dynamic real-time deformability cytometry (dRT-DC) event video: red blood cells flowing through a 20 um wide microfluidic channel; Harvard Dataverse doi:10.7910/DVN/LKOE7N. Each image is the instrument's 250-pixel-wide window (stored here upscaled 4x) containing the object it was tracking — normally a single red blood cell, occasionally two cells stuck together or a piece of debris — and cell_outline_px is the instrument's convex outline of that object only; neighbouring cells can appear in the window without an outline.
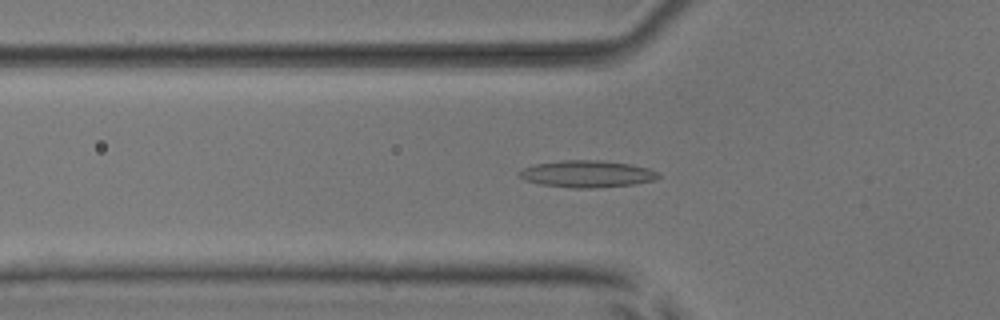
{"species": "common noctule bat (a hibernating species)", "species_latin": "Nyctalus noctula", "temperature_condition": "room temperature", "stored_images_in_passage": 45, "camera_frame_rate_fps": 3000, "um_per_image_px": 0.085, "animal": {"sex": "male", "body_mass_g": 17.9, "forearm_length_mm": 54.2}, "frame": {"image": 1, "passage_image": 10, "time_ms": 3.0, "image_size_px": [1000, 320], "cell_outline_px": [[660, 176], [656, 180], [632, 184], [592, 188], [572, 188], [540, 184], [524, 180], [516, 176], [516, 172], [524, 168], [536, 164], [564, 160], [600, 160], [632, 164], [648, 168], [656, 172]], "centroid_in_image_um": [49.86, 14.78], "position_along_channel_um": 75.9, "area_um2": 21.85}}
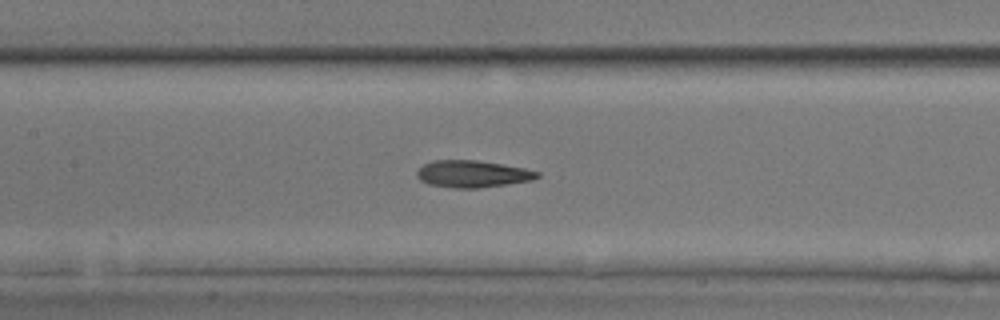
{"frame": {"image": 2, "passage_image": 17, "time_ms": 5.333, "image_size_px": [1000, 320], "cell_outline_px": [[540, 176], [532, 180], [476, 188], [452, 188], [428, 184], [420, 180], [416, 176], [416, 172], [424, 164], [432, 160], [476, 160], [524, 168], [540, 172]], "centroid_in_image_um": [40.12, 14.78], "position_along_channel_um": 167.3, "area_um2": 18.79}}
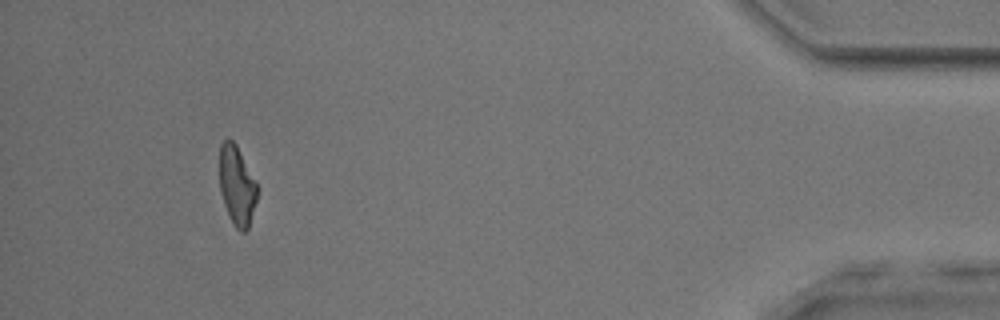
{"frame": {"image": 3, "passage_image": 41, "time_ms": 13.333, "image_size_px": [1000, 320], "cell_outline_px": [[256, 200], [248, 228], [244, 232], [240, 232], [236, 228], [228, 216], [220, 192], [220, 144], [224, 140], [232, 140], [236, 144], [256, 184]], "centroid_in_image_um": [20.11, 15.8], "position_along_channel_um": 415.1, "area_um2": 16.99}, "authors_computed_cell_mechanics": {"area_um2": 18.785, "velocity_mm_per_s": 3.9094, "shape_relaxation_time_tau1_ms": null, "shape_relaxation_time_tau2_ms": 2.5551, "deformation_change_tau1": null, "deformation_change_tau2": 0.1336}}